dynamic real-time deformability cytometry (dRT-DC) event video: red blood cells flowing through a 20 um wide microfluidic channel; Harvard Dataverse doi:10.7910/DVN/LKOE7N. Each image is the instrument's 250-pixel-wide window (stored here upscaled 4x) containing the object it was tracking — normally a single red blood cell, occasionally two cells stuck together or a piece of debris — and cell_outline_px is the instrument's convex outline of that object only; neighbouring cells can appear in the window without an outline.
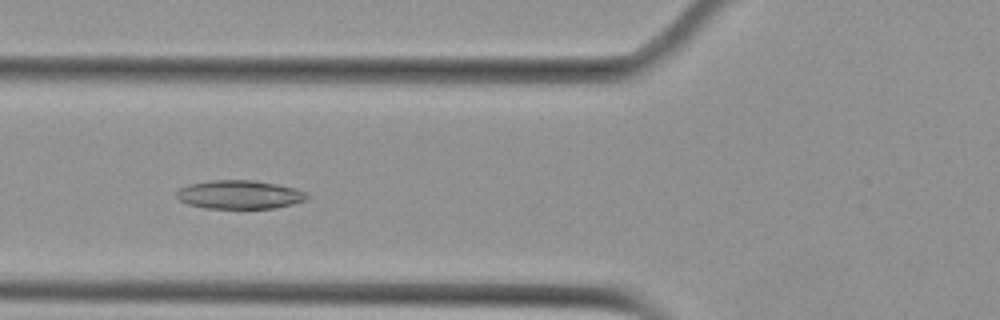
{"species": "Egyptian fruit bat (a non-hibernating species)", "species_latin": "Rousettus aegyptiacus", "temperature_condition": "cold", "stored_images_in_passage": 7, "camera_frame_rate_fps": 3000, "um_per_image_px": 0.085, "animal": {"sex": "female"}, "frame": {"image": 1, "passage_image": 6, "time_ms": 6.0, "image_size_px": [1000, 320], "cell_outline_px": [[308, 200], [276, 208], [204, 208], [188, 204], [180, 200], [176, 196], [176, 192], [180, 188], [188, 184], [212, 180], [252, 180], [276, 184], [296, 188], [304, 192], [308, 196]], "centroid_in_image_um": [20.36, 16.54], "position_along_channel_um": 105.4, "area_um2": 21.73}}
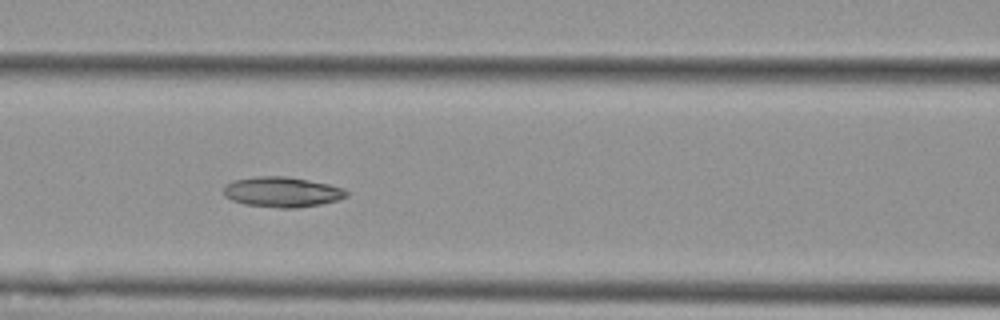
{"frame": {"image": 2, "passage_image": 7, "time_ms": 7.0, "image_size_px": [1000, 320], "cell_outline_px": [[348, 196], [336, 200], [320, 204], [296, 208], [280, 208], [244, 204], [232, 200], [224, 196], [224, 184], [232, 180], [256, 176], [288, 176], [328, 184], [344, 188], [348, 192]], "centroid_in_image_um": [23.95, 16.31], "position_along_channel_um": 142.7, "area_um2": 21.73}}